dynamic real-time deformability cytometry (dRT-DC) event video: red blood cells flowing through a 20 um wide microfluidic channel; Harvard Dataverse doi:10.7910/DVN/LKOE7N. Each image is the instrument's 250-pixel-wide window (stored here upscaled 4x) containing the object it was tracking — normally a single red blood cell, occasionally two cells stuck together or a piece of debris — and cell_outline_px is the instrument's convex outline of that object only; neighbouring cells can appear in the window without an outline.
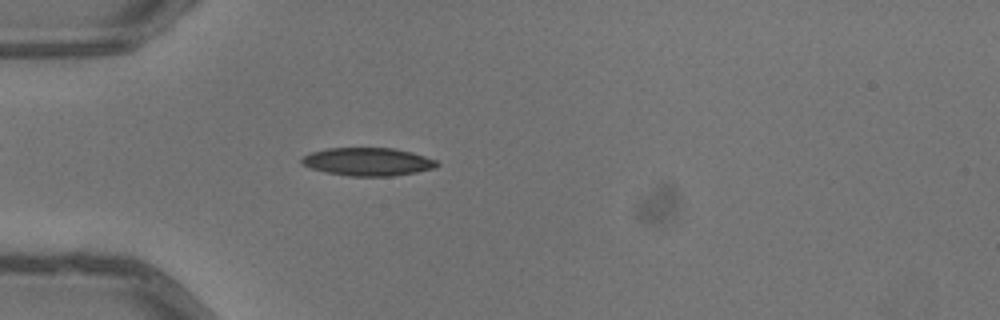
{"species": "common noctule bat (a hibernating species)", "species_latin": "Nyctalus noctula", "temperature_condition": "warm", "stored_images_in_passage": 4, "camera_frame_rate_fps": 3000, "um_per_image_px": 0.085, "animal": {"sex": "male", "body_mass_g": 13.3}, "frame": {"image": 1, "passage_image": 4, "time_ms": 1.0, "image_size_px": [1000, 320], "cell_outline_px": [[440, 164], [436, 168], [416, 172], [392, 176], [352, 176], [324, 172], [300, 164], [300, 160], [304, 156], [312, 152], [328, 148], [392, 148], [412, 152], [436, 160]], "centroid_in_image_um": [31.27, 13.75], "position_along_channel_um": 53.7, "area_um2": 22.08}}